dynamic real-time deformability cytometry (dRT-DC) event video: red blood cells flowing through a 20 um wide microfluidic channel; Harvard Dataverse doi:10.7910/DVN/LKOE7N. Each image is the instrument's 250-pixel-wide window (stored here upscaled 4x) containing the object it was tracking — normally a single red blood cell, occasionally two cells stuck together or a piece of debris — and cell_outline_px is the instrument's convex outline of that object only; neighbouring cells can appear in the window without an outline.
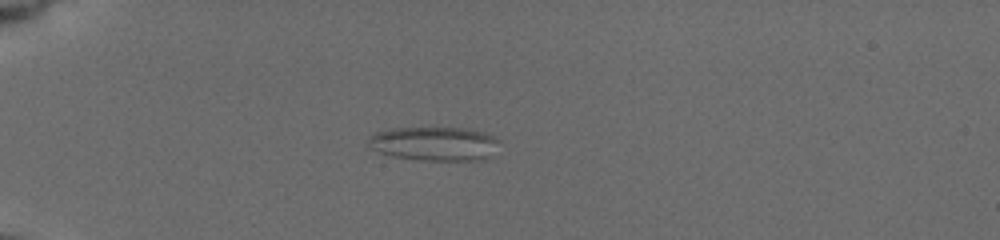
{"species": "common noctule bat (a hibernating species)", "species_latin": "Nyctalus noctula", "temperature_condition": "cold", "stored_images_in_passage": 59, "camera_frame_rate_fps": 3000, "um_per_image_px": 0.085, "animal": {"sex": "female", "body_mass_g": 19.5, "forearm_length_mm": 54.1}, "frame": {"image": 1, "passage_image": 18, "time_ms": 5.667, "image_size_px": [1000, 240], "cell_outline_px": [[500, 140], [488, 156], [484, 160], [424, 160], [392, 156], [380, 152], [372, 148], [368, 144], [368, 140], [376, 132], [392, 128], [464, 128], [484, 132]], "centroid_in_image_um": [36.91, 12.21], "position_along_channel_um": 48.1, "area_um2": 25.55}}
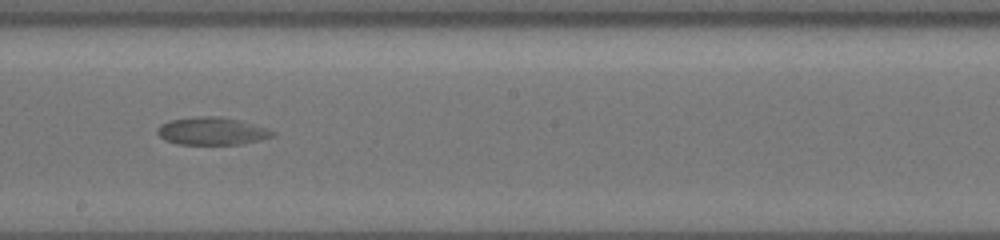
{"frame": {"image": 2, "passage_image": 36, "time_ms": 11.667, "image_size_px": [1000, 240], "cell_outline_px": [[276, 136], [240, 144], [176, 144], [164, 140], [156, 132], [156, 128], [160, 124], [168, 120], [196, 116], [220, 116], [268, 128], [276, 132]], "centroid_in_image_um": [17.97, 11.14], "position_along_channel_um": 230.2, "area_um2": 18.67}}
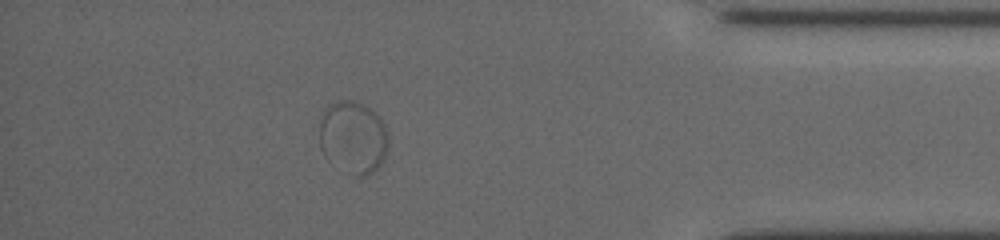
{"frame": {"image": 3, "passage_image": 53, "time_ms": 17.333, "image_size_px": [1000, 240], "cell_outline_px": [[388, 148], [384, 160], [372, 172], [364, 176], [356, 176], [328, 160], [324, 156], [320, 148], [320, 116], [324, 108], [328, 104], [336, 100], [352, 100], [364, 104], [376, 112], [380, 116], [388, 132]], "centroid_in_image_um": [30.01, 11.63], "position_along_channel_um": 405.2, "area_um2": 29.59}}